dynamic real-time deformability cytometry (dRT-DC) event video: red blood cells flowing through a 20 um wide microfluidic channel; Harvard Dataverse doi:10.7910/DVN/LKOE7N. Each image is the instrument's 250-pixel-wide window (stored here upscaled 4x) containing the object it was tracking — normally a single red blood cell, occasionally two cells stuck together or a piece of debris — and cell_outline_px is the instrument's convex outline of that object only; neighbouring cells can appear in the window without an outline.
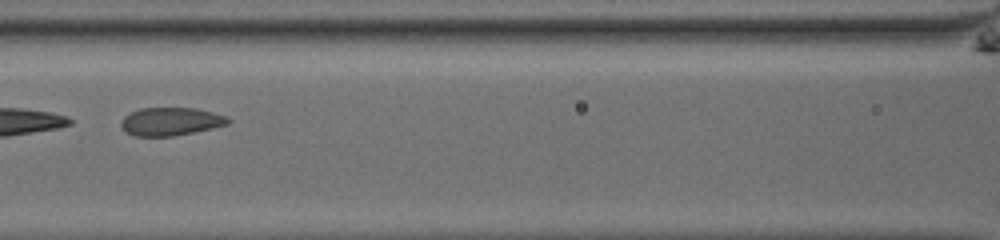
{"species": "common noctule bat (a hibernating species)", "species_latin": "Nyctalus noctula", "temperature_condition": "room temperature", "stored_images_in_passage": 32, "camera_frame_rate_fps": 3000, "um_per_image_px": 0.085, "animal": {"sex": "male", "body_mass_g": 13.0, "forearm_length_mm": 53.1}, "frame": {"image": 1, "passage_image": 27, "time_ms": 8.667, "image_size_px": [1000, 240], "cell_outline_px": [[232, 120], [228, 124], [212, 128], [172, 136], [136, 136], [128, 132], [120, 124], [120, 120], [124, 116], [140, 108], [196, 108], [228, 116]], "centroid_in_image_um": [14.54, 10.31], "position_along_channel_um": 152.1, "area_um2": 17.4}}
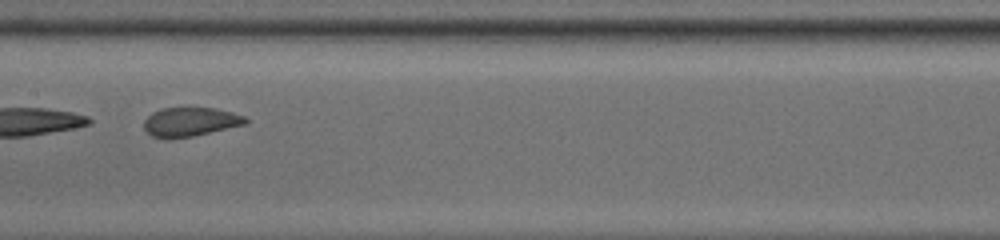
{"frame": {"image": 2, "passage_image": 30, "time_ms": 9.667, "image_size_px": [1000, 240], "cell_outline_px": [[248, 124], [192, 136], [168, 140], [164, 140], [152, 136], [144, 128], [144, 120], [152, 112], [160, 108], [216, 108], [232, 112], [244, 116], [248, 120]], "centroid_in_image_um": [16.16, 10.37], "position_along_channel_um": 191.2, "area_um2": 17.4}}